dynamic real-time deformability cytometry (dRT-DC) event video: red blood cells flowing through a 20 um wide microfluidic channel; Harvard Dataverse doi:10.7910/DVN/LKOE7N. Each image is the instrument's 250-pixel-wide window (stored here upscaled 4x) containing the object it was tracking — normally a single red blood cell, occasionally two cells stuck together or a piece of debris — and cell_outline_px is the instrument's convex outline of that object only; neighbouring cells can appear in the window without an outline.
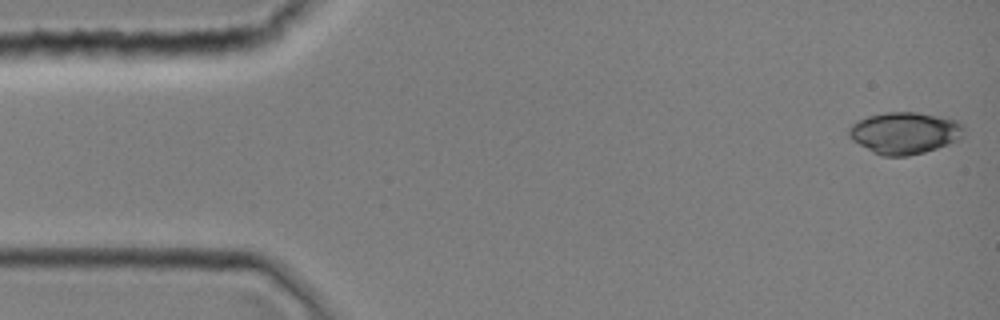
{"species": "common noctule bat (a hibernating species)", "species_latin": "Nyctalus noctula", "temperature_condition": "room temperature", "stored_images_in_passage": 37, "camera_frame_rate_fps": 3000, "um_per_image_px": 0.085, "animal": {"sex": "female", "body_mass_g": 19.0, "forearm_length_mm": 51.5}, "frame": {"image": 1, "passage_image": 1, "time_ms": 0.0, "image_size_px": [1000, 320], "cell_outline_px": [[964, 136], [960, 140], [924, 152], [908, 156], [880, 156], [872, 152], [852, 140], [848, 136], [848, 128], [856, 120], [868, 116], [884, 112], [916, 112], [940, 116], [956, 120], [964, 124]], "centroid_in_image_um": [76.9, 11.3], "position_along_channel_um": 8.1, "area_um2": 28.38}}
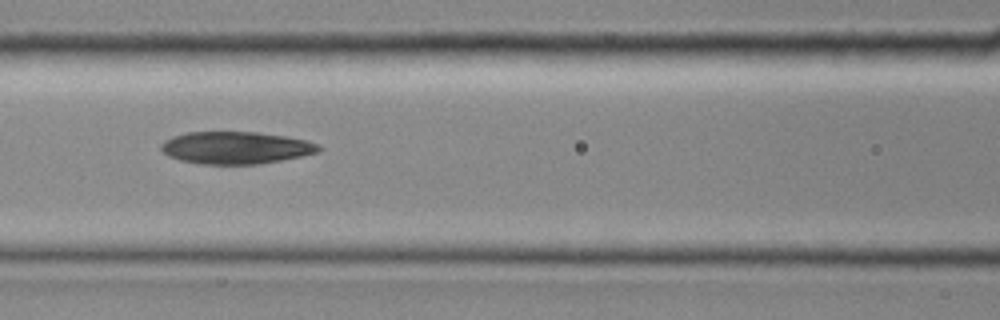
{"frame": {"image": 2, "passage_image": 16, "time_ms": 5.0, "image_size_px": [1000, 320], "cell_outline_px": [[324, 148], [320, 152], [260, 164], [200, 164], [180, 160], [168, 156], [160, 148], [160, 144], [164, 140], [172, 136], [188, 132], [256, 132], [288, 136], [308, 140], [320, 144]], "centroid_in_image_um": [20.08, 12.55], "position_along_channel_um": 146.5, "area_um2": 29.94}}
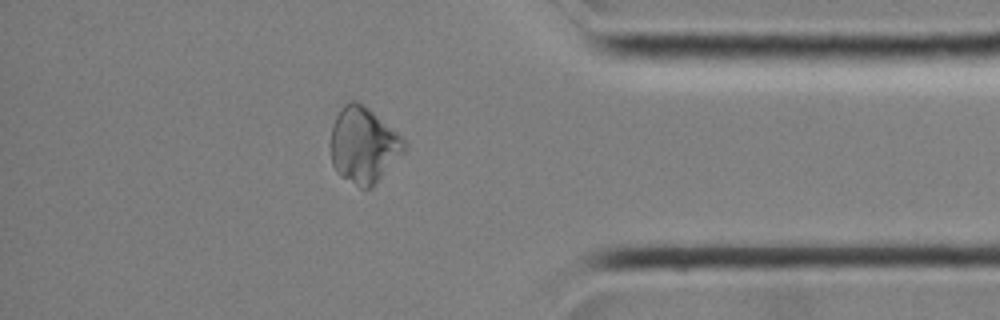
{"frame": {"image": 3, "passage_image": 32, "time_ms": 10.333, "image_size_px": [1000, 320], "cell_outline_px": [[408, 148], [372, 188], [360, 188], [340, 176], [336, 172], [332, 164], [328, 144], [332, 124], [340, 108], [348, 100], [356, 100], [364, 104], [396, 132], [408, 144]], "centroid_in_image_um": [30.86, 12.34], "position_along_channel_um": 404.3, "area_um2": 33.12}}